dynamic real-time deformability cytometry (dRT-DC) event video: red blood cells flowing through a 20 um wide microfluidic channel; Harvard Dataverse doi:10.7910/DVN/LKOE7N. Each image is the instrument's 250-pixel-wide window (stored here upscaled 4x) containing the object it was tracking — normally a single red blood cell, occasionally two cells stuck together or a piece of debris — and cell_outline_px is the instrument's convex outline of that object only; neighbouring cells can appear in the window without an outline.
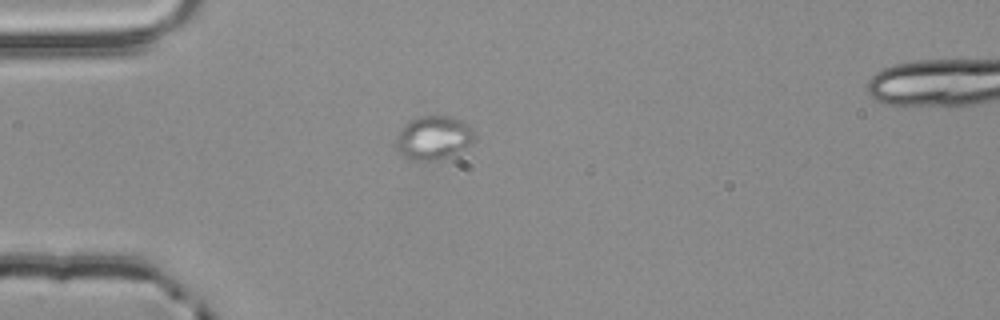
{"species": "common noctule bat (a hibernating species)", "species_latin": "Nyctalus noctula", "temperature_condition": "room temperature", "stored_images_in_passage": 25, "camera_frame_rate_fps": 3000, "um_per_image_px": 0.085, "animal": {"sex": "male", "body_mass_g": 20.4}, "frame": {"image": 1, "passage_image": 1, "time_ms": 0.0, "image_size_px": [1000, 320], "cell_outline_px": [[472, 140], [464, 148], [448, 156], [436, 160], [412, 160], [400, 156], [396, 152], [396, 140], [400, 128], [404, 124], [416, 116], [452, 116], [464, 120], [472, 128]], "centroid_in_image_um": [36.78, 11.69], "position_along_channel_um": 48.2, "area_um2": 20.0}}
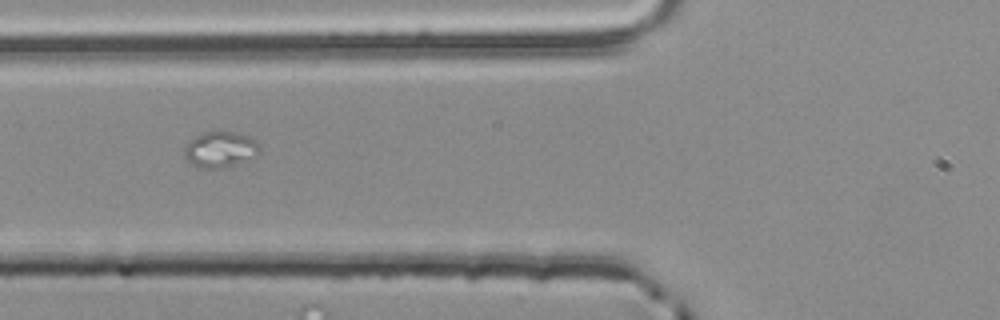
{"frame": {"image": 2, "passage_image": 7, "time_ms": 2.0, "image_size_px": [1000, 320], "cell_outline_px": [[260, 152], [236, 164], [220, 168], [196, 168], [184, 156], [184, 148], [196, 136], [204, 132], [232, 132], [248, 136], [260, 148]], "centroid_in_image_um": [18.67, 12.72], "position_along_channel_um": 107.1, "area_um2": 15.2}}